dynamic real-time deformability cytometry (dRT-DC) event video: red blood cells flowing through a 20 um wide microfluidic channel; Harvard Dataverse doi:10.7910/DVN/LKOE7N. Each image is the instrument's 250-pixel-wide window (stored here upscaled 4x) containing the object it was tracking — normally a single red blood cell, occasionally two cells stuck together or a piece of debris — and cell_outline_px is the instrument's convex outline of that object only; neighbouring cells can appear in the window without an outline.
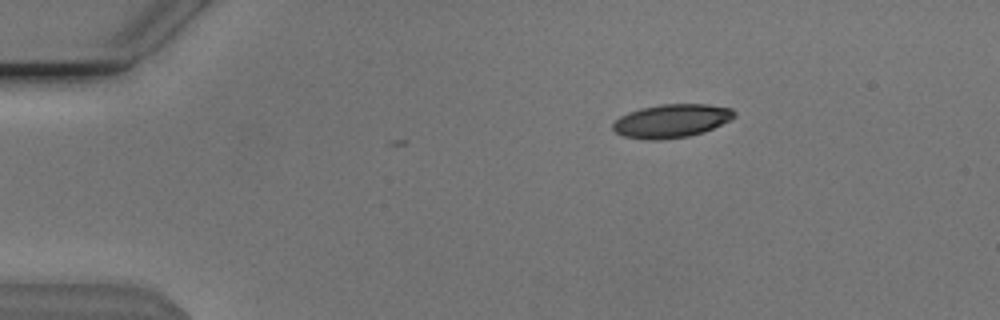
{"species": "Egyptian fruit bat (a non-hibernating species)", "species_latin": "Rousettus aegyptiacus", "temperature_condition": "cold", "stored_images_in_passage": 3, "camera_frame_rate_fps": 3000, "um_per_image_px": 0.085, "animal": {"sex": "male"}, "frame": {"image": 1, "passage_image": 1, "time_ms": 0.0, "image_size_px": [1000, 320], "cell_outline_px": [[736, 116], [732, 120], [704, 132], [688, 136], [656, 140], [648, 140], [624, 136], [616, 132], [612, 128], [612, 124], [620, 116], [628, 112], [640, 108], [660, 104], [708, 104], [732, 108], [736, 112]], "centroid_in_image_um": [57.11, 10.26], "position_along_channel_um": 27.9, "area_um2": 23.81}}